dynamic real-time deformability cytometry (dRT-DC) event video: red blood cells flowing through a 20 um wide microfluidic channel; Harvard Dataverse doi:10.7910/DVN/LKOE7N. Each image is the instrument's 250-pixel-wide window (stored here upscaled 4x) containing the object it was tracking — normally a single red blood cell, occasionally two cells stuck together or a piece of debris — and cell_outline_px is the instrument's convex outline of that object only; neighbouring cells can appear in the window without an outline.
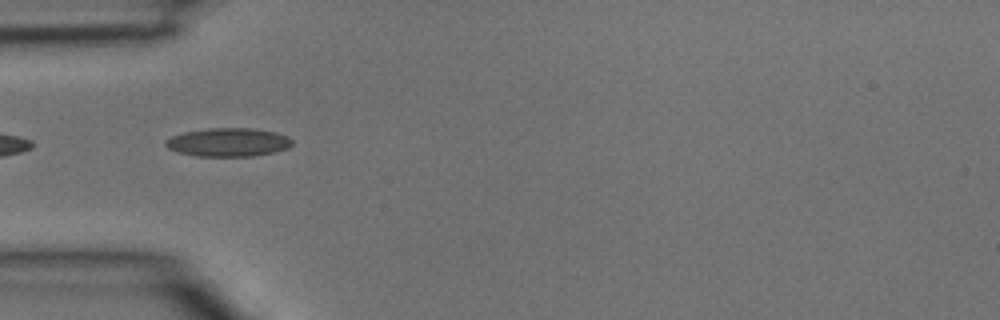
{"species": "common noctule bat (a hibernating species)", "species_latin": "Nyctalus noctula", "temperature_condition": "room temperature", "stored_images_in_passage": 19, "camera_frame_rate_fps": 3000, "um_per_image_px": 0.085, "animal": {"sex": "male", "body_mass_g": 15.6}, "frame": {"image": 1, "passage_image": 11, "time_ms": 3.333, "image_size_px": [1000, 320], "cell_outline_px": [[292, 144], [288, 148], [272, 152], [252, 156], [196, 156], [180, 152], [168, 148], [164, 144], [164, 140], [172, 136], [184, 132], [208, 128], [252, 128], [276, 132], [288, 136], [292, 140]], "centroid_in_image_um": [19.4, 12.08], "position_along_channel_um": 65.6, "area_um2": 20.98}}
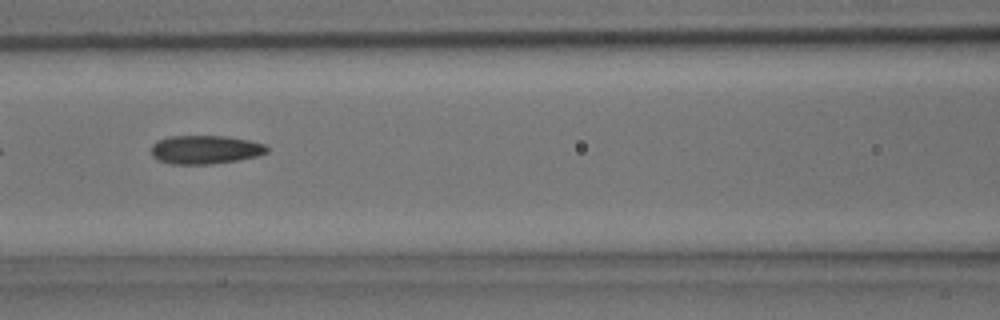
{"frame": {"image": 2, "passage_image": 16, "time_ms": 5.0, "image_size_px": [1000, 320], "cell_outline_px": [[268, 152], [256, 156], [236, 160], [212, 164], [172, 164], [160, 160], [152, 156], [152, 144], [168, 136], [228, 136], [248, 140], [264, 144], [268, 148]], "centroid_in_image_um": [17.45, 12.71], "position_along_channel_um": 149.2, "area_um2": 19.13}}